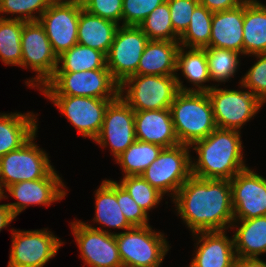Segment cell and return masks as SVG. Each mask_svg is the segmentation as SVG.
Segmentation results:
<instances>
[{"mask_svg": "<svg viewBox=\"0 0 266 267\" xmlns=\"http://www.w3.org/2000/svg\"><path fill=\"white\" fill-rule=\"evenodd\" d=\"M172 200L192 234L228 230L234 221L230 180L191 175Z\"/></svg>", "mask_w": 266, "mask_h": 267, "instance_id": "cell-1", "label": "cell"}, {"mask_svg": "<svg viewBox=\"0 0 266 267\" xmlns=\"http://www.w3.org/2000/svg\"><path fill=\"white\" fill-rule=\"evenodd\" d=\"M241 131L216 128L206 138L193 143L197 161H191L192 176L201 179L231 180L247 168L243 157Z\"/></svg>", "mask_w": 266, "mask_h": 267, "instance_id": "cell-2", "label": "cell"}, {"mask_svg": "<svg viewBox=\"0 0 266 267\" xmlns=\"http://www.w3.org/2000/svg\"><path fill=\"white\" fill-rule=\"evenodd\" d=\"M169 109L180 144L191 146L217 128L207 92L179 91Z\"/></svg>", "mask_w": 266, "mask_h": 267, "instance_id": "cell-3", "label": "cell"}, {"mask_svg": "<svg viewBox=\"0 0 266 267\" xmlns=\"http://www.w3.org/2000/svg\"><path fill=\"white\" fill-rule=\"evenodd\" d=\"M180 79L179 74L132 75L119 85V96L134 112L169 109L179 91H190Z\"/></svg>", "mask_w": 266, "mask_h": 267, "instance_id": "cell-4", "label": "cell"}, {"mask_svg": "<svg viewBox=\"0 0 266 267\" xmlns=\"http://www.w3.org/2000/svg\"><path fill=\"white\" fill-rule=\"evenodd\" d=\"M39 91L44 96L116 99L119 96V84L112 78L109 69L55 72Z\"/></svg>", "mask_w": 266, "mask_h": 267, "instance_id": "cell-5", "label": "cell"}, {"mask_svg": "<svg viewBox=\"0 0 266 267\" xmlns=\"http://www.w3.org/2000/svg\"><path fill=\"white\" fill-rule=\"evenodd\" d=\"M115 239L123 267H161L171 247L150 225L115 233Z\"/></svg>", "mask_w": 266, "mask_h": 267, "instance_id": "cell-6", "label": "cell"}, {"mask_svg": "<svg viewBox=\"0 0 266 267\" xmlns=\"http://www.w3.org/2000/svg\"><path fill=\"white\" fill-rule=\"evenodd\" d=\"M37 132L19 149L0 158V193L11 184L46 178L55 168L34 141Z\"/></svg>", "mask_w": 266, "mask_h": 267, "instance_id": "cell-7", "label": "cell"}, {"mask_svg": "<svg viewBox=\"0 0 266 267\" xmlns=\"http://www.w3.org/2000/svg\"><path fill=\"white\" fill-rule=\"evenodd\" d=\"M21 68H30L36 77L27 79L29 87L41 89L54 75L58 57L39 21L25 22L21 33Z\"/></svg>", "mask_w": 266, "mask_h": 267, "instance_id": "cell-8", "label": "cell"}, {"mask_svg": "<svg viewBox=\"0 0 266 267\" xmlns=\"http://www.w3.org/2000/svg\"><path fill=\"white\" fill-rule=\"evenodd\" d=\"M190 146L179 144L163 148L156 160L141 176L163 195L174 198L180 187L192 175Z\"/></svg>", "mask_w": 266, "mask_h": 267, "instance_id": "cell-9", "label": "cell"}, {"mask_svg": "<svg viewBox=\"0 0 266 267\" xmlns=\"http://www.w3.org/2000/svg\"><path fill=\"white\" fill-rule=\"evenodd\" d=\"M213 108L216 127L240 131L254 117L263 102L249 90L218 88L207 92Z\"/></svg>", "mask_w": 266, "mask_h": 267, "instance_id": "cell-10", "label": "cell"}, {"mask_svg": "<svg viewBox=\"0 0 266 267\" xmlns=\"http://www.w3.org/2000/svg\"><path fill=\"white\" fill-rule=\"evenodd\" d=\"M11 233L8 267H43L64 244L48 228L27 231L12 228Z\"/></svg>", "mask_w": 266, "mask_h": 267, "instance_id": "cell-11", "label": "cell"}, {"mask_svg": "<svg viewBox=\"0 0 266 267\" xmlns=\"http://www.w3.org/2000/svg\"><path fill=\"white\" fill-rule=\"evenodd\" d=\"M149 38L139 26H119L106 55V66L112 78L120 85L137 75L140 58Z\"/></svg>", "mask_w": 266, "mask_h": 267, "instance_id": "cell-12", "label": "cell"}, {"mask_svg": "<svg viewBox=\"0 0 266 267\" xmlns=\"http://www.w3.org/2000/svg\"><path fill=\"white\" fill-rule=\"evenodd\" d=\"M70 224L84 264L89 267H123L116 232L96 228L80 220Z\"/></svg>", "mask_w": 266, "mask_h": 267, "instance_id": "cell-13", "label": "cell"}, {"mask_svg": "<svg viewBox=\"0 0 266 267\" xmlns=\"http://www.w3.org/2000/svg\"><path fill=\"white\" fill-rule=\"evenodd\" d=\"M82 2L55 0L40 16L39 23L59 57L78 43L77 31Z\"/></svg>", "mask_w": 266, "mask_h": 267, "instance_id": "cell-14", "label": "cell"}, {"mask_svg": "<svg viewBox=\"0 0 266 267\" xmlns=\"http://www.w3.org/2000/svg\"><path fill=\"white\" fill-rule=\"evenodd\" d=\"M53 102L83 138L92 141L101 131L108 105L115 99L78 96H45Z\"/></svg>", "mask_w": 266, "mask_h": 267, "instance_id": "cell-15", "label": "cell"}, {"mask_svg": "<svg viewBox=\"0 0 266 267\" xmlns=\"http://www.w3.org/2000/svg\"><path fill=\"white\" fill-rule=\"evenodd\" d=\"M135 141L134 111L118 96L108 105L101 131L94 142L102 148L109 146L116 159Z\"/></svg>", "mask_w": 266, "mask_h": 267, "instance_id": "cell-16", "label": "cell"}, {"mask_svg": "<svg viewBox=\"0 0 266 267\" xmlns=\"http://www.w3.org/2000/svg\"><path fill=\"white\" fill-rule=\"evenodd\" d=\"M234 220H246L266 215V178L249 167L231 180Z\"/></svg>", "mask_w": 266, "mask_h": 267, "instance_id": "cell-17", "label": "cell"}, {"mask_svg": "<svg viewBox=\"0 0 266 267\" xmlns=\"http://www.w3.org/2000/svg\"><path fill=\"white\" fill-rule=\"evenodd\" d=\"M65 187L62 178L54 169L46 178L8 186L5 192L18 201L7 205L17 217L30 205L50 206L51 203L62 200L67 194Z\"/></svg>", "mask_w": 266, "mask_h": 267, "instance_id": "cell-18", "label": "cell"}, {"mask_svg": "<svg viewBox=\"0 0 266 267\" xmlns=\"http://www.w3.org/2000/svg\"><path fill=\"white\" fill-rule=\"evenodd\" d=\"M225 233L226 230L193 233L198 241L189 267H234V238H229Z\"/></svg>", "mask_w": 266, "mask_h": 267, "instance_id": "cell-19", "label": "cell"}, {"mask_svg": "<svg viewBox=\"0 0 266 267\" xmlns=\"http://www.w3.org/2000/svg\"><path fill=\"white\" fill-rule=\"evenodd\" d=\"M136 140L169 148L179 145L170 109L134 112Z\"/></svg>", "mask_w": 266, "mask_h": 267, "instance_id": "cell-20", "label": "cell"}, {"mask_svg": "<svg viewBox=\"0 0 266 267\" xmlns=\"http://www.w3.org/2000/svg\"><path fill=\"white\" fill-rule=\"evenodd\" d=\"M244 2L236 8L213 12L209 47L243 55Z\"/></svg>", "mask_w": 266, "mask_h": 267, "instance_id": "cell-21", "label": "cell"}, {"mask_svg": "<svg viewBox=\"0 0 266 267\" xmlns=\"http://www.w3.org/2000/svg\"><path fill=\"white\" fill-rule=\"evenodd\" d=\"M28 113H0V158L19 149L38 130L37 116Z\"/></svg>", "mask_w": 266, "mask_h": 267, "instance_id": "cell-22", "label": "cell"}, {"mask_svg": "<svg viewBox=\"0 0 266 267\" xmlns=\"http://www.w3.org/2000/svg\"><path fill=\"white\" fill-rule=\"evenodd\" d=\"M179 41L149 40L140 58L137 75H176Z\"/></svg>", "mask_w": 266, "mask_h": 267, "instance_id": "cell-23", "label": "cell"}, {"mask_svg": "<svg viewBox=\"0 0 266 267\" xmlns=\"http://www.w3.org/2000/svg\"><path fill=\"white\" fill-rule=\"evenodd\" d=\"M233 228L237 229L233 234L236 256L259 258L266 254V215L234 220L230 229Z\"/></svg>", "mask_w": 266, "mask_h": 267, "instance_id": "cell-24", "label": "cell"}, {"mask_svg": "<svg viewBox=\"0 0 266 267\" xmlns=\"http://www.w3.org/2000/svg\"><path fill=\"white\" fill-rule=\"evenodd\" d=\"M119 26L113 21L92 15L82 9L77 31L78 44L99 50L107 55Z\"/></svg>", "mask_w": 266, "mask_h": 267, "instance_id": "cell-25", "label": "cell"}, {"mask_svg": "<svg viewBox=\"0 0 266 267\" xmlns=\"http://www.w3.org/2000/svg\"><path fill=\"white\" fill-rule=\"evenodd\" d=\"M264 53H266V6L257 0H245L243 55L253 57L255 54Z\"/></svg>", "mask_w": 266, "mask_h": 267, "instance_id": "cell-26", "label": "cell"}, {"mask_svg": "<svg viewBox=\"0 0 266 267\" xmlns=\"http://www.w3.org/2000/svg\"><path fill=\"white\" fill-rule=\"evenodd\" d=\"M94 197L95 218H93V222L103 225V227L125 231L132 228L117 203L116 181L103 180Z\"/></svg>", "mask_w": 266, "mask_h": 267, "instance_id": "cell-27", "label": "cell"}, {"mask_svg": "<svg viewBox=\"0 0 266 267\" xmlns=\"http://www.w3.org/2000/svg\"><path fill=\"white\" fill-rule=\"evenodd\" d=\"M178 71H181L182 76L196 87L190 88V91L208 92L214 87V85H204L211 80L205 48H188L186 51L183 46H179L176 56V75Z\"/></svg>", "mask_w": 266, "mask_h": 267, "instance_id": "cell-28", "label": "cell"}, {"mask_svg": "<svg viewBox=\"0 0 266 267\" xmlns=\"http://www.w3.org/2000/svg\"><path fill=\"white\" fill-rule=\"evenodd\" d=\"M57 64L55 72L108 69L106 66V55L103 52L78 43L61 54L58 57Z\"/></svg>", "mask_w": 266, "mask_h": 267, "instance_id": "cell-29", "label": "cell"}, {"mask_svg": "<svg viewBox=\"0 0 266 267\" xmlns=\"http://www.w3.org/2000/svg\"><path fill=\"white\" fill-rule=\"evenodd\" d=\"M163 147L157 144L136 140L115 160L126 176L141 175L157 159Z\"/></svg>", "mask_w": 266, "mask_h": 267, "instance_id": "cell-30", "label": "cell"}, {"mask_svg": "<svg viewBox=\"0 0 266 267\" xmlns=\"http://www.w3.org/2000/svg\"><path fill=\"white\" fill-rule=\"evenodd\" d=\"M212 17L213 12L199 4L191 16L186 31L179 37L180 46L185 49L209 47Z\"/></svg>", "mask_w": 266, "mask_h": 267, "instance_id": "cell-31", "label": "cell"}, {"mask_svg": "<svg viewBox=\"0 0 266 267\" xmlns=\"http://www.w3.org/2000/svg\"><path fill=\"white\" fill-rule=\"evenodd\" d=\"M24 21L0 18V59L5 65L20 66L21 33Z\"/></svg>", "mask_w": 266, "mask_h": 267, "instance_id": "cell-32", "label": "cell"}, {"mask_svg": "<svg viewBox=\"0 0 266 267\" xmlns=\"http://www.w3.org/2000/svg\"><path fill=\"white\" fill-rule=\"evenodd\" d=\"M205 54L211 81L225 83L236 75L240 66L241 53L223 48L206 47Z\"/></svg>", "mask_w": 266, "mask_h": 267, "instance_id": "cell-33", "label": "cell"}, {"mask_svg": "<svg viewBox=\"0 0 266 267\" xmlns=\"http://www.w3.org/2000/svg\"><path fill=\"white\" fill-rule=\"evenodd\" d=\"M149 40L179 41L170 18L168 2L157 6L139 25Z\"/></svg>", "mask_w": 266, "mask_h": 267, "instance_id": "cell-34", "label": "cell"}, {"mask_svg": "<svg viewBox=\"0 0 266 267\" xmlns=\"http://www.w3.org/2000/svg\"><path fill=\"white\" fill-rule=\"evenodd\" d=\"M118 183L147 214L160 203L164 196L141 175L123 177Z\"/></svg>", "mask_w": 266, "mask_h": 267, "instance_id": "cell-35", "label": "cell"}, {"mask_svg": "<svg viewBox=\"0 0 266 267\" xmlns=\"http://www.w3.org/2000/svg\"><path fill=\"white\" fill-rule=\"evenodd\" d=\"M54 1L55 0H0V14L17 15L12 18H6L0 15V18L16 19L24 22L38 21L42 13Z\"/></svg>", "mask_w": 266, "mask_h": 267, "instance_id": "cell-36", "label": "cell"}, {"mask_svg": "<svg viewBox=\"0 0 266 267\" xmlns=\"http://www.w3.org/2000/svg\"><path fill=\"white\" fill-rule=\"evenodd\" d=\"M258 60L241 78V88L248 89L263 103H266V53L255 54Z\"/></svg>", "mask_w": 266, "mask_h": 267, "instance_id": "cell-37", "label": "cell"}, {"mask_svg": "<svg viewBox=\"0 0 266 267\" xmlns=\"http://www.w3.org/2000/svg\"><path fill=\"white\" fill-rule=\"evenodd\" d=\"M166 0H123L122 25L139 26L145 18Z\"/></svg>", "mask_w": 266, "mask_h": 267, "instance_id": "cell-38", "label": "cell"}, {"mask_svg": "<svg viewBox=\"0 0 266 267\" xmlns=\"http://www.w3.org/2000/svg\"><path fill=\"white\" fill-rule=\"evenodd\" d=\"M116 197L120 210L132 227L150 225L149 215L134 201L130 194L116 181Z\"/></svg>", "mask_w": 266, "mask_h": 267, "instance_id": "cell-39", "label": "cell"}, {"mask_svg": "<svg viewBox=\"0 0 266 267\" xmlns=\"http://www.w3.org/2000/svg\"><path fill=\"white\" fill-rule=\"evenodd\" d=\"M174 32L180 37L187 29L199 0H166Z\"/></svg>", "mask_w": 266, "mask_h": 267, "instance_id": "cell-40", "label": "cell"}, {"mask_svg": "<svg viewBox=\"0 0 266 267\" xmlns=\"http://www.w3.org/2000/svg\"><path fill=\"white\" fill-rule=\"evenodd\" d=\"M83 9L88 13L120 25L123 0H83Z\"/></svg>", "mask_w": 266, "mask_h": 267, "instance_id": "cell-41", "label": "cell"}, {"mask_svg": "<svg viewBox=\"0 0 266 267\" xmlns=\"http://www.w3.org/2000/svg\"><path fill=\"white\" fill-rule=\"evenodd\" d=\"M245 0H199V4L211 12H218L236 8Z\"/></svg>", "mask_w": 266, "mask_h": 267, "instance_id": "cell-42", "label": "cell"}, {"mask_svg": "<svg viewBox=\"0 0 266 267\" xmlns=\"http://www.w3.org/2000/svg\"><path fill=\"white\" fill-rule=\"evenodd\" d=\"M6 197L4 193L0 195V200H3ZM16 219V216L13 214L12 210L7 204H0V231L4 228L9 227L10 223Z\"/></svg>", "mask_w": 266, "mask_h": 267, "instance_id": "cell-43", "label": "cell"}, {"mask_svg": "<svg viewBox=\"0 0 266 267\" xmlns=\"http://www.w3.org/2000/svg\"><path fill=\"white\" fill-rule=\"evenodd\" d=\"M234 267H266V262L256 257L236 256Z\"/></svg>", "mask_w": 266, "mask_h": 267, "instance_id": "cell-44", "label": "cell"}, {"mask_svg": "<svg viewBox=\"0 0 266 267\" xmlns=\"http://www.w3.org/2000/svg\"><path fill=\"white\" fill-rule=\"evenodd\" d=\"M68 1H78V2H82L83 0H68Z\"/></svg>", "mask_w": 266, "mask_h": 267, "instance_id": "cell-45", "label": "cell"}]
</instances>
